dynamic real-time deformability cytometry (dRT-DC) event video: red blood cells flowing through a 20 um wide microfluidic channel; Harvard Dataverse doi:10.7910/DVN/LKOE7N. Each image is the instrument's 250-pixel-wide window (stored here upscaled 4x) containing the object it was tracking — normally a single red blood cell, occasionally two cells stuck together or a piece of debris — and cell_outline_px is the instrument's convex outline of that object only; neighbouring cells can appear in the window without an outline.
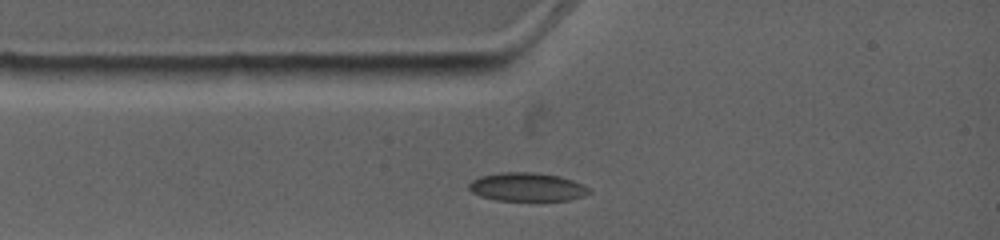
{"species": "common noctule bat (a hibernating species)", "species_latin": "Nyctalus noctula", "temperature_condition": "warm", "stored_images_in_passage": 5, "camera_frame_rate_fps": 4500, "um_per_image_px": 0.085, "animal": {"sex": "female", "body_mass_g": 19.0, "forearm_length_mm": 53.3}, "frame": {"image": 1, "passage_image": 1, "time_ms": 0.0, "image_size_px": [1000, 240], "cell_outline_px": [[592, 192], [584, 196], [568, 200], [496, 200], [480, 196], [472, 192], [468, 188], [468, 184], [472, 180], [480, 176], [500, 172], [532, 172], [560, 176], [584, 184]], "centroid_in_image_um": [44.8, 15.89], "position_along_channel_um": 40.2, "area_um2": 20.0}}
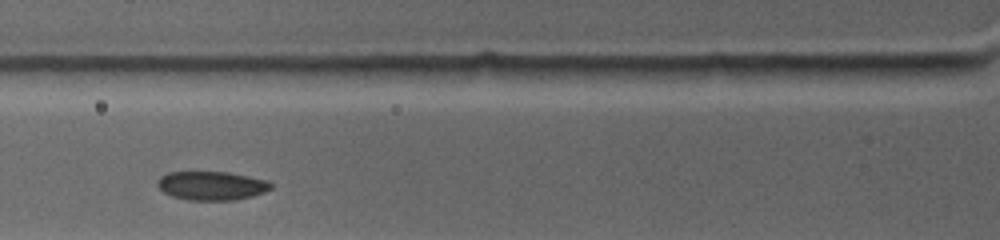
{"frame": {"image": 2, "passage_image": 3, "time_ms": 1.778, "image_size_px": [1000, 240], "cell_outline_px": [[272, 188], [264, 192], [252, 196], [236, 200], [188, 200], [172, 196], [164, 192], [156, 184], [156, 180], [160, 176], [168, 172], [228, 172], [268, 180], [272, 184]], "centroid_in_image_um": [17.98, 15.78], "position_along_channel_um": 107.8, "area_um2": 19.13}}
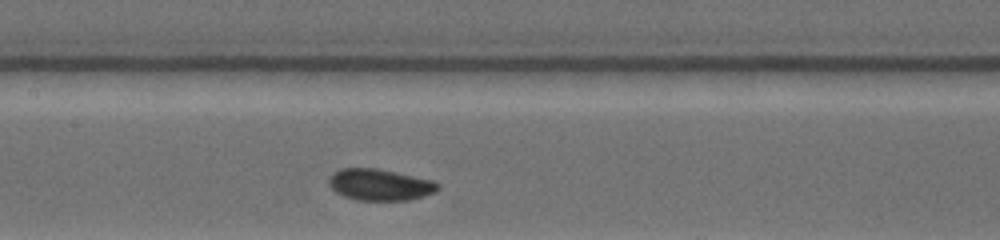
{"frame": {"image": 3, "passage_image": 5, "time_ms": 3.556, "image_size_px": [1000, 240], "cell_outline_px": [[440, 188], [436, 192], [424, 196], [408, 200], [356, 200], [344, 196], [336, 192], [328, 184], [328, 180], [332, 172], [340, 168], [376, 168], [432, 180], [440, 184]], "centroid_in_image_um": [32.28, 15.7], "position_along_channel_um": 175.1, "area_um2": 20.06}}